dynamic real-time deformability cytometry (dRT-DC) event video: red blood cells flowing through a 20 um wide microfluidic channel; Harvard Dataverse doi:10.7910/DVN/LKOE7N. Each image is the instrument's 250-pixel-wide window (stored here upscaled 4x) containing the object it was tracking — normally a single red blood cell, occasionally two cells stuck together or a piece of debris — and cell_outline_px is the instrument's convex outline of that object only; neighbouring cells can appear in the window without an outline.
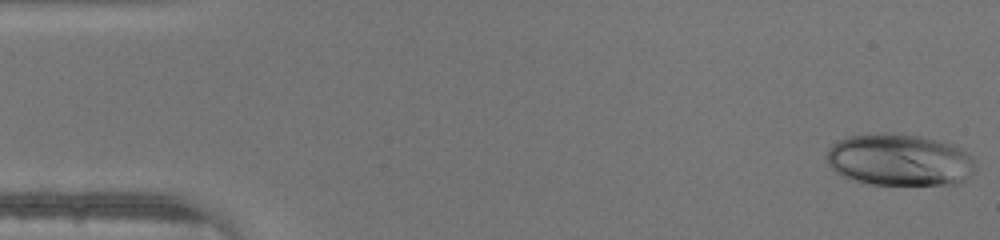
{"species": "human", "species_latin": "Homo sapiens", "temperature_condition": "warm", "stored_images_in_passage": 45, "camera_frame_rate_fps": 3000, "um_per_image_px": 0.085, "donor": {"sex": "male"}, "frame": {"image": 1, "passage_image": 1, "time_ms": 0.0, "image_size_px": [1000, 240], "cell_outline_px": [[976, 172], [964, 180], [956, 184], [872, 184], [856, 180], [844, 176], [836, 172], [828, 164], [824, 156], [828, 148], [836, 140], [848, 136], [884, 132], [892, 132], [920, 136], [952, 144], [960, 148], [972, 156]], "centroid_in_image_um": [76.43, 13.57], "position_along_channel_um": 8.6, "area_um2": 45.32}}
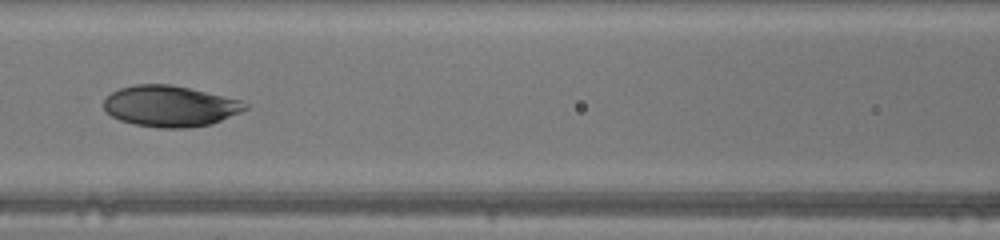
{"frame": {"image": 2, "passage_image": 20, "time_ms": 6.333, "image_size_px": [1000, 240], "cell_outline_px": [[248, 108], [240, 112], [212, 124], [188, 128], [160, 128], [136, 124], [120, 120], [112, 116], [104, 108], [104, 100], [112, 92], [120, 88], [136, 84], [172, 84], [240, 100], [248, 104]], "centroid_in_image_um": [14.46, 9.02], "position_along_channel_um": 152.1, "area_um2": 33.58}}
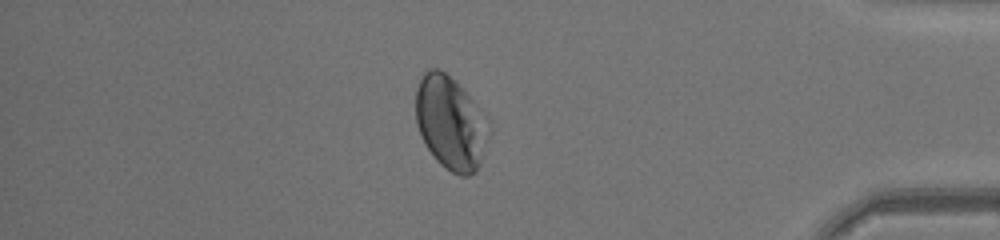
{"frame": {"image": 3, "passage_image": 39, "time_ms": 12.667, "image_size_px": [1000, 240], "cell_outline_px": [[480, 160], [476, 172], [468, 176], [460, 176], [452, 172], [440, 164], [436, 160], [424, 144], [420, 136], [416, 124], [416, 88], [424, 72], [428, 68], [440, 68], [464, 88], [472, 100], [480, 132]], "centroid_in_image_um": [38.07, 10.41], "position_along_channel_um": 397.1, "area_um2": 37.11}}